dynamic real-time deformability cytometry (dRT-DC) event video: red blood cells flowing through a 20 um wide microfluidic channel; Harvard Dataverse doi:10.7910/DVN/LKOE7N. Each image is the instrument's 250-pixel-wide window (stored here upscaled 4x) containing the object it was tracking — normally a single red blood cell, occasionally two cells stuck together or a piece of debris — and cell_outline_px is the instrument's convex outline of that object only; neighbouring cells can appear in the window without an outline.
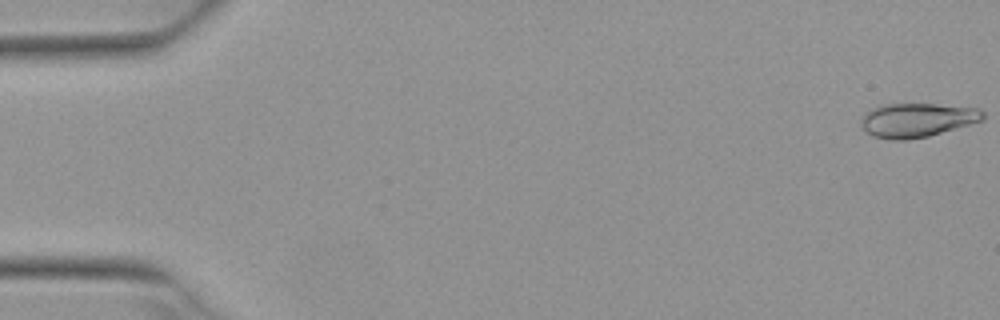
{"species": "Egyptian fruit bat (a non-hibernating species)", "species_latin": "Rousettus aegyptiacus", "temperature_condition": "warm", "stored_images_in_passage": 6, "camera_frame_rate_fps": 3000, "um_per_image_px": 0.085, "animal": {"sex": "female"}, "frame": {"image": 1, "passage_image": 1, "time_ms": 0.0, "image_size_px": [1000, 320], "cell_outline_px": [[984, 120], [928, 136], [908, 140], [888, 140], [872, 136], [860, 124], [860, 120], [864, 112], [880, 104], [936, 104], [976, 108], [984, 112]], "centroid_in_image_um": [77.9, 10.2], "position_along_channel_um": 7.1, "area_um2": 24.28}}